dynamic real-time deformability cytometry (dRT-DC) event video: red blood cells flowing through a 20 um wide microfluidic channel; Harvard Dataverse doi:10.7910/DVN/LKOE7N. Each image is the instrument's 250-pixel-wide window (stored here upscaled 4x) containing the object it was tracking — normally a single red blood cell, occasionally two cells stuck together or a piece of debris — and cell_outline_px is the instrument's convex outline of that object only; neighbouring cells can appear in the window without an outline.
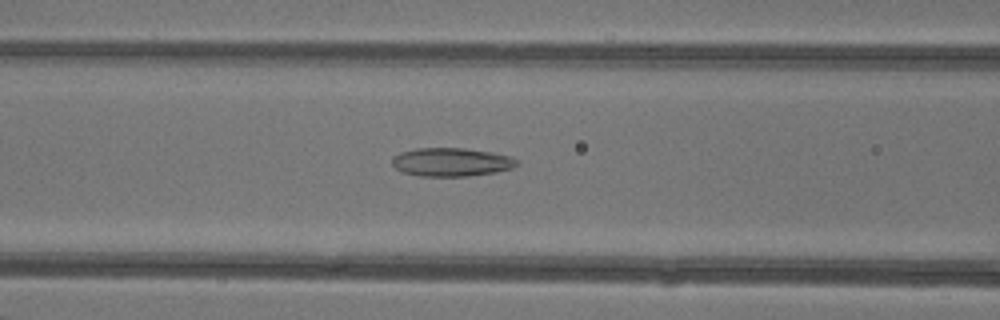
{"species": "common noctule bat (a hibernating species)", "species_latin": "Nyctalus noctula", "temperature_condition": "warm", "stored_images_in_passage": 48, "camera_frame_rate_fps": 3000, "um_per_image_px": 0.085, "animal": {"sex": "female"}, "frame": {"image": 1, "passage_image": 21, "time_ms": 6.667, "image_size_px": [1000, 320], "cell_outline_px": [[520, 164], [512, 168], [496, 172], [468, 176], [420, 176], [404, 172], [396, 168], [392, 164], [392, 156], [400, 152], [416, 148], [464, 148], [492, 152], [508, 156], [516, 160]], "centroid_in_image_um": [38.35, 13.77], "position_along_channel_um": 128.2, "area_um2": 20.69}}
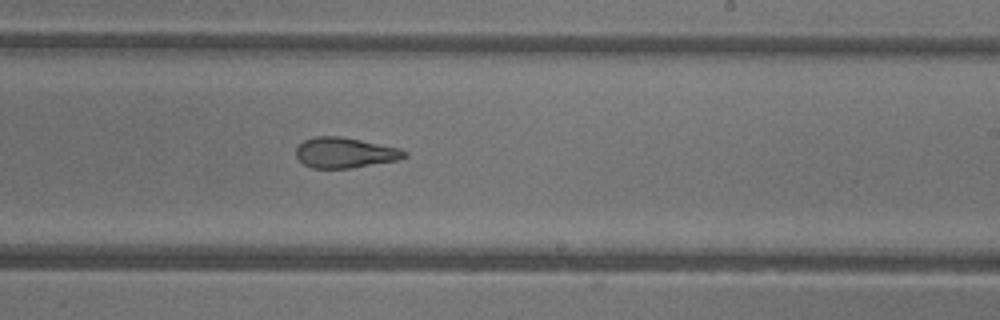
{"frame": {"image": 2, "passage_image": 30, "time_ms": 9.667, "image_size_px": [1000, 320], "cell_outline_px": [[408, 156], [396, 160], [348, 168], [312, 168], [304, 164], [296, 156], [296, 148], [304, 140], [316, 136], [340, 136], [400, 148], [408, 152]], "centroid_in_image_um": [29.31, 12.97], "position_along_channel_um": 259.7, "area_um2": 19.02}}
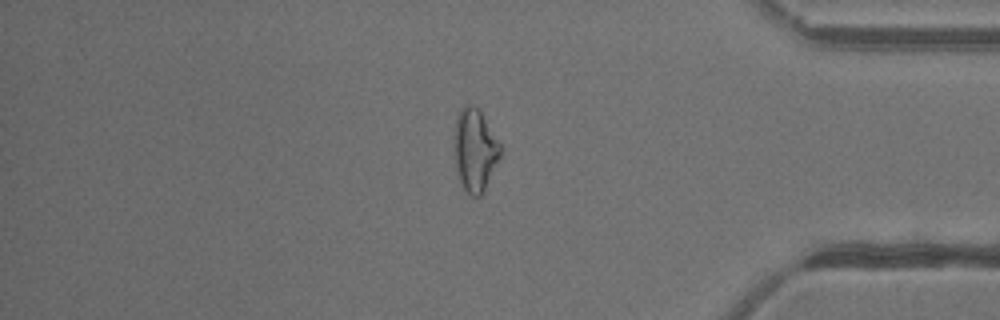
{"frame": {"image": 3, "passage_image": 41, "time_ms": 13.333, "image_size_px": [1000, 320], "cell_outline_px": [[500, 156], [480, 196], [472, 196], [464, 188], [460, 180], [456, 168], [452, 144], [456, 116], [460, 108], [468, 104], [472, 104], [480, 108], [500, 144]], "centroid_in_image_um": [40.32, 12.66], "position_along_channel_um": 394.9, "area_um2": 22.25}, "authors_computed_cell_mechanics": {"area_um2": 23.0622, "velocity_mm_per_s": 4.385, "shape_relaxation_time_tau1_ms": null, "shape_relaxation_time_tau2_ms": 2.1072, "deformation_change_tau1": null, "deformation_change_tau2": 0.1139}}